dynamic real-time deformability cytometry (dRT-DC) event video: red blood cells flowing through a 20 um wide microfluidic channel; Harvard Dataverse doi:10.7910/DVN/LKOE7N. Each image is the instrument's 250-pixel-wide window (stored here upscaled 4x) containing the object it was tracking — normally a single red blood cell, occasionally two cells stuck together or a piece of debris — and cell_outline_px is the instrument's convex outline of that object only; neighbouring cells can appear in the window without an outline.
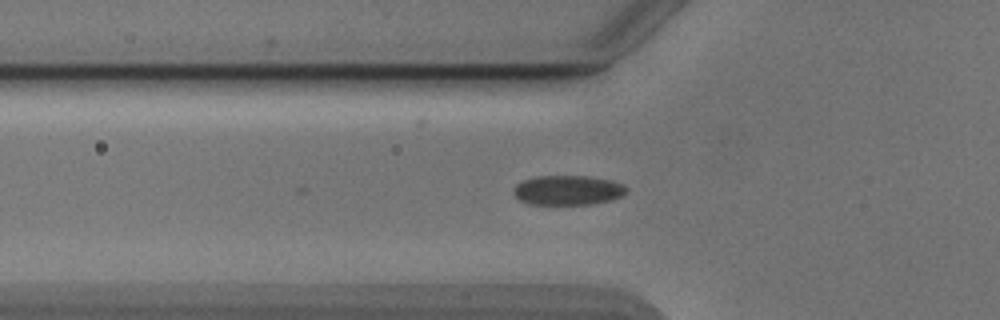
{"species": "Egyptian fruit bat (a non-hibernating species)", "species_latin": "Rousettus aegyptiacus", "temperature_condition": "cold", "stored_images_in_passage": 27, "camera_frame_rate_fps": 3000, "um_per_image_px": 0.085, "animal": {"sex": "male"}, "frame": {"image": 1, "passage_image": 5, "time_ms": 1.333, "image_size_px": [1000, 320], "cell_outline_px": [[628, 192], [624, 196], [612, 200], [592, 204], [528, 204], [520, 200], [512, 192], [512, 188], [516, 184], [524, 180], [536, 176], [588, 176], [608, 180], [624, 184], [628, 188]], "centroid_in_image_um": [48.29, 16.17], "position_along_channel_um": 77.5, "area_um2": 19.71}}
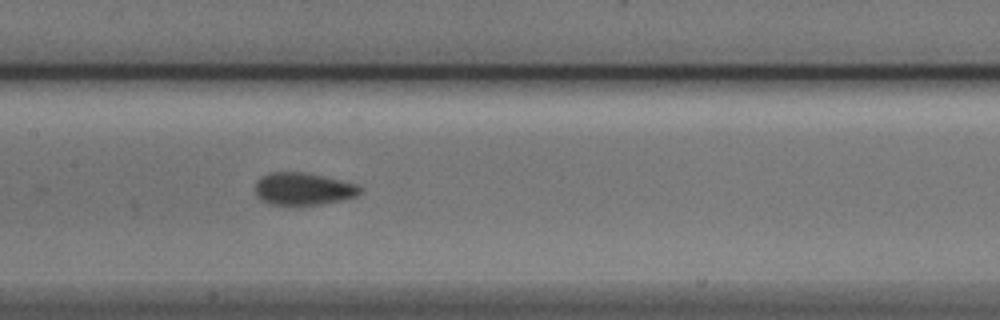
{"frame": {"image": 2, "passage_image": 13, "time_ms": 4.0, "image_size_px": [1000, 320], "cell_outline_px": [[364, 192], [356, 196], [344, 200], [320, 204], [268, 204], [260, 200], [256, 192], [256, 180], [272, 172], [304, 172], [356, 184], [364, 188]], "centroid_in_image_um": [25.81, 16.06], "position_along_channel_um": 181.6, "area_um2": 19.65}}
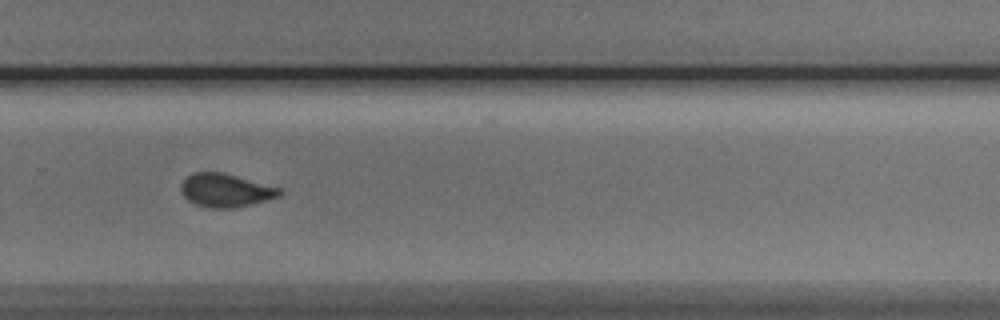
{"frame": {"image": 3, "passage_image": 23, "time_ms": 7.333, "image_size_px": [1000, 320], "cell_outline_px": [[284, 192], [280, 196], [252, 204], [236, 208], [208, 208], [196, 204], [188, 200], [180, 192], [180, 184], [188, 176], [196, 172], [224, 172], [284, 188]], "centroid_in_image_um": [19.23, 16.17], "position_along_channel_um": 310.6, "area_um2": 19.54}}